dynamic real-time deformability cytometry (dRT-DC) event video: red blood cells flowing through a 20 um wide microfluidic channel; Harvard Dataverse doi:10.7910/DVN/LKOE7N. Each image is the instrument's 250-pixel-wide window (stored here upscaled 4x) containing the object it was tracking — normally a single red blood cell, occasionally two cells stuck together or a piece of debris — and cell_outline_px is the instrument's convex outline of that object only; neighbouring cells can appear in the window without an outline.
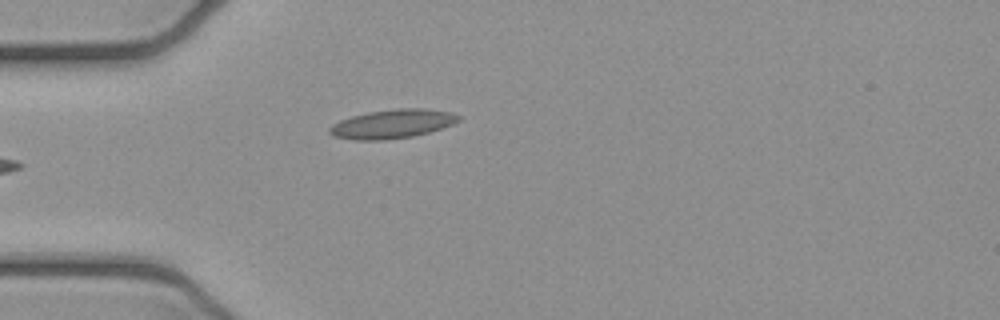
{"species": "common noctule bat (a hibernating species)", "species_latin": "Nyctalus noctula", "temperature_condition": "cold", "stored_images_in_passage": 4, "camera_frame_rate_fps": 3000, "um_per_image_px": 0.085, "animal": {"sex": "female", "body_mass_g": 21.9}, "frame": {"image": 1, "passage_image": 4, "time_ms": 1.0, "image_size_px": [1000, 320], "cell_outline_px": [[460, 120], [452, 124], [428, 132], [412, 136], [384, 140], [352, 140], [332, 136], [328, 132], [328, 128], [332, 124], [340, 120], [352, 116], [368, 112], [396, 108], [424, 108], [452, 112], [460, 116]], "centroid_in_image_um": [33.31, 10.53], "position_along_channel_um": 51.7, "area_um2": 21.79}}